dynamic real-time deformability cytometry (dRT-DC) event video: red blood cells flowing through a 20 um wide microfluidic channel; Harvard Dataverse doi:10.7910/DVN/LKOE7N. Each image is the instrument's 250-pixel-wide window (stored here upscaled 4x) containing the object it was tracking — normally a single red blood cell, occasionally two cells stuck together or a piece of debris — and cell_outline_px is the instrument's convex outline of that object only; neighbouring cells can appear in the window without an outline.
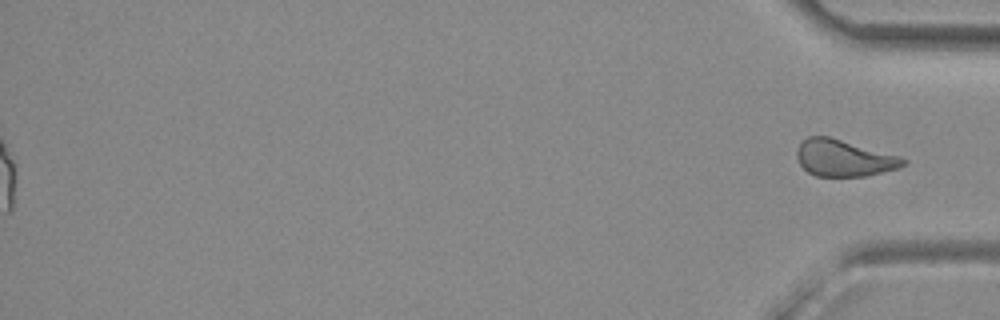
{"species": "common noctule bat (a hibernating species)", "species_latin": "Nyctalus noctula", "temperature_condition": "room temperature", "stored_images_in_passage": 38, "segment_of_instrument_passage": [2, 2], "camera_frame_rate_fps": 3000, "um_per_image_px": 0.085, "animal": {"sex": "female", "body_mass_g": 29.2, "forearm_length_mm": 56.3}, "frame": {"image": 1, "passage_image": 38, "time_ms": 12.333, "image_size_px": [1000, 320], "cell_outline_px": [[904, 164], [892, 168], [876, 172], [856, 176], [820, 176], [804, 168], [800, 164], [800, 144], [804, 140], [812, 136], [824, 136], [904, 160]], "centroid_in_image_um": [71.6, 13.45], "position_along_channel_um": 363.6, "area_um2": 20.23}}